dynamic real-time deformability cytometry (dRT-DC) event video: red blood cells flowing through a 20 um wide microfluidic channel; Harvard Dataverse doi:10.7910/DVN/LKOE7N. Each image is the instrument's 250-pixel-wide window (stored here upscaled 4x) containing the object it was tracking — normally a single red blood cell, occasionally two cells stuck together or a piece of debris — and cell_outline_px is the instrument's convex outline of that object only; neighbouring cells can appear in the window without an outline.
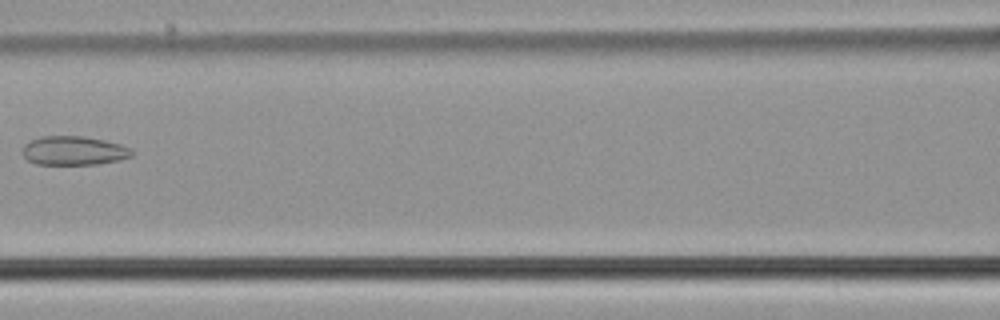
{"species": "common noctule bat (a hibernating species)", "species_latin": "Nyctalus noctula", "temperature_condition": "cold", "stored_images_in_passage": 7, "camera_frame_rate_fps": 3000, "um_per_image_px": 0.085, "animal": {"sex": "male", "body_mass_g": 21.5, "forearm_length_mm": 52.0}, "frame": {"image": 1, "passage_image": 6, "time_ms": 1.667, "image_size_px": [1000, 320], "cell_outline_px": [[136, 152], [132, 156], [116, 160], [96, 164], [36, 164], [28, 160], [20, 152], [20, 148], [28, 140], [40, 136], [84, 136], [104, 140], [120, 144], [132, 148]], "centroid_in_image_um": [6.23, 12.79], "position_along_channel_um": 160.4, "area_um2": 18.73}}
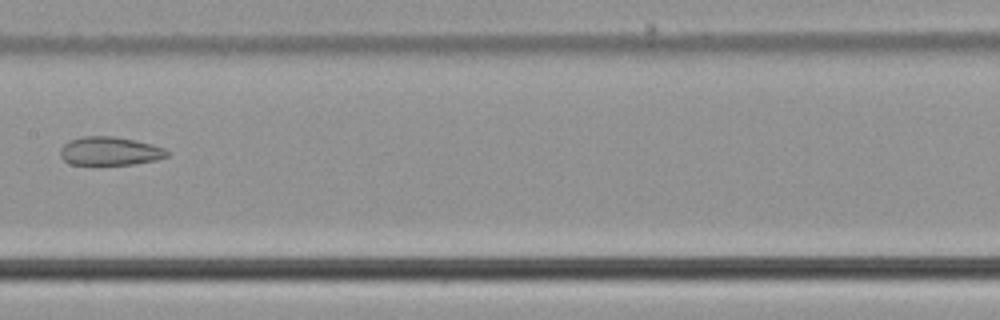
{"frame": {"image": 2, "passage_image": 7, "time_ms": 2.0, "image_size_px": [1000, 320], "cell_outline_px": [[168, 156], [156, 160], [132, 164], [68, 164], [60, 156], [60, 148], [68, 140], [80, 136], [112, 136], [152, 144], [164, 148], [168, 152]], "centroid_in_image_um": [9.29, 12.83], "position_along_channel_um": 198.1, "area_um2": 17.69}}